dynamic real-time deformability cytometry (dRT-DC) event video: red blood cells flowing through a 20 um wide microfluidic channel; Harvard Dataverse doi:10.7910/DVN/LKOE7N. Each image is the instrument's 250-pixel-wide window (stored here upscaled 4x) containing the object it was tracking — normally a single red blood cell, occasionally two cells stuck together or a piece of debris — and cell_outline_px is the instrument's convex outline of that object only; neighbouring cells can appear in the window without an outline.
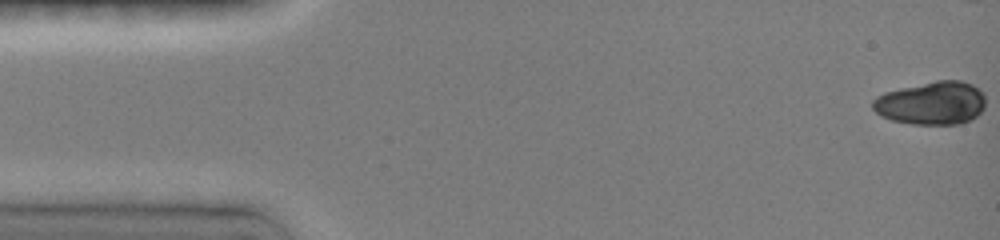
{"species": "common noctule bat (a hibernating species)", "species_latin": "Nyctalus noctula", "temperature_condition": "room temperature", "stored_images_in_passage": 40, "camera_frame_rate_fps": 3000, "um_per_image_px": 0.085, "animal": {"sex": "female", "body_mass_g": 19.0, "forearm_length_mm": 51.5}, "frame": {"image": 1, "passage_image": 1, "time_ms": 0.0, "image_size_px": [1000, 240], "cell_outline_px": [[984, 108], [972, 120], [960, 124], [912, 124], [892, 120], [880, 116], [872, 108], [872, 100], [876, 96], [884, 92], [900, 88], [936, 80], [960, 80], [972, 84], [984, 92]], "centroid_in_image_um": [79.17, 8.76], "position_along_channel_um": 5.8, "area_um2": 28.67}}
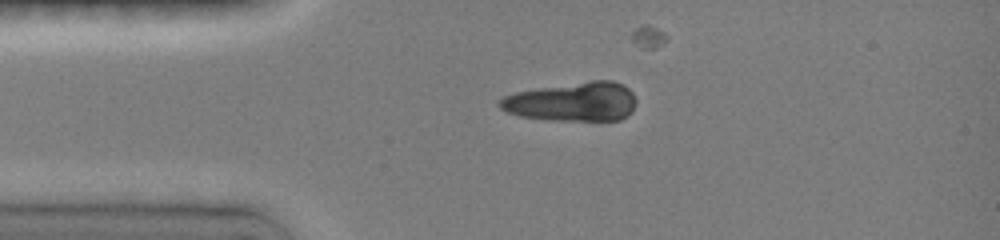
{"frame": {"image": 2, "passage_image": 11, "time_ms": 3.333, "image_size_px": [1000, 240], "cell_outline_px": [[636, 104], [632, 112], [620, 120], [548, 120], [520, 116], [508, 112], [500, 108], [496, 104], [504, 96], [516, 92], [540, 88], [592, 80], [612, 80], [624, 84], [632, 92], [636, 100]], "centroid_in_image_um": [48.7, 8.65], "position_along_channel_um": 36.3, "area_um2": 31.15}}